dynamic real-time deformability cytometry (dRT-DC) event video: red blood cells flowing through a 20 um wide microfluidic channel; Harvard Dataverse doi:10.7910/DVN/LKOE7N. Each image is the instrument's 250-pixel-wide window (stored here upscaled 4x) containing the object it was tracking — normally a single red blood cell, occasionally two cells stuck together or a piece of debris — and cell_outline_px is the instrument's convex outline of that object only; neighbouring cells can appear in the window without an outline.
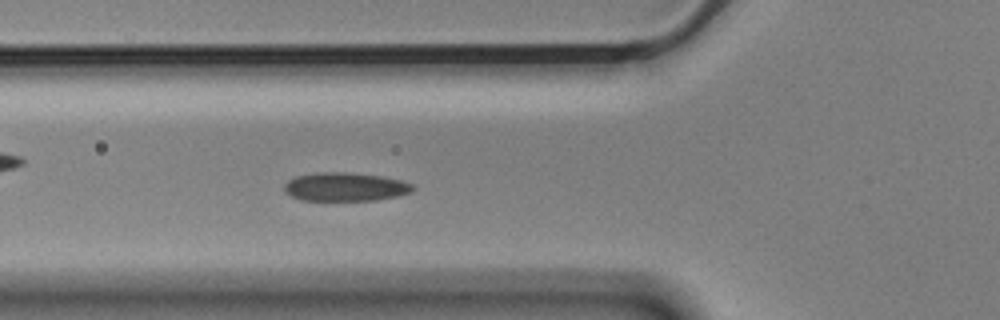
{"species": "Egyptian fruit bat (a non-hibernating species)", "species_latin": "Rousettus aegyptiacus", "temperature_condition": "cold", "stored_images_in_passage": 56, "segment_of_instrument_passage": [1, 2], "camera_frame_rate_fps": 3000, "um_per_image_px": 0.085, "animal": {"sex": "male"}, "frame": {"image": 1, "passage_image": 19, "time_ms": 6.0, "image_size_px": [1000, 320], "cell_outline_px": [[416, 188], [412, 192], [400, 196], [376, 200], [300, 200], [284, 192], [284, 184], [288, 180], [296, 176], [316, 172], [348, 172], [380, 176], [400, 180], [412, 184]], "centroid_in_image_um": [29.35, 15.88], "position_along_channel_um": 96.5, "area_um2": 21.56}}
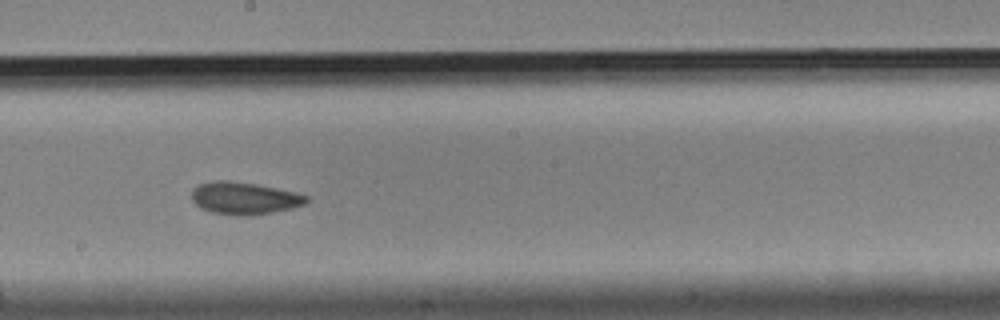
{"frame": {"image": 2, "passage_image": 30, "time_ms": 9.667, "image_size_px": [1000, 320], "cell_outline_px": [[312, 196], [304, 204], [292, 208], [272, 212], [248, 216], [240, 216], [212, 212], [200, 208], [192, 200], [192, 188], [200, 184], [216, 180], [228, 180], [256, 184], [296, 192]], "centroid_in_image_um": [20.78, 16.84], "position_along_channel_um": 227.4, "area_um2": 21.68}}
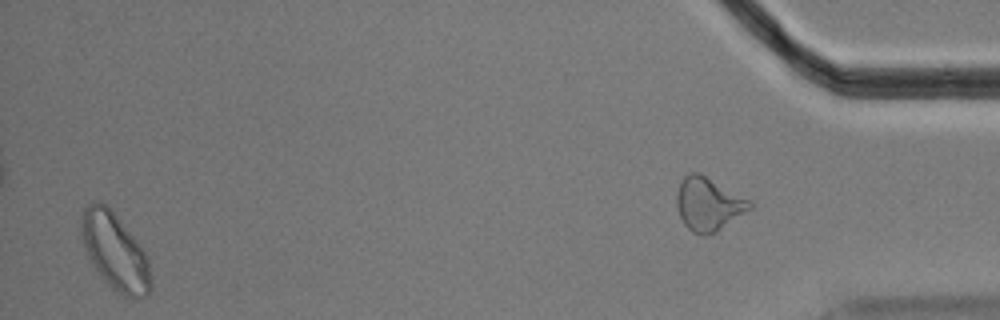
{"frame": {"image": 3, "passage_image": 54, "time_ms": 17.667, "image_size_px": [1000, 320], "cell_outline_px": [[152, 292], [148, 296], [136, 300], [132, 300], [124, 296], [112, 288], [108, 284], [96, 268], [84, 244], [80, 232], [80, 220], [84, 208], [92, 200], [100, 200], [112, 212], [132, 236], [144, 252], [148, 260], [152, 284]], "centroid_in_image_um": [9.79, 21.42], "position_along_channel_um": 425.4, "area_um2": 30.63}}